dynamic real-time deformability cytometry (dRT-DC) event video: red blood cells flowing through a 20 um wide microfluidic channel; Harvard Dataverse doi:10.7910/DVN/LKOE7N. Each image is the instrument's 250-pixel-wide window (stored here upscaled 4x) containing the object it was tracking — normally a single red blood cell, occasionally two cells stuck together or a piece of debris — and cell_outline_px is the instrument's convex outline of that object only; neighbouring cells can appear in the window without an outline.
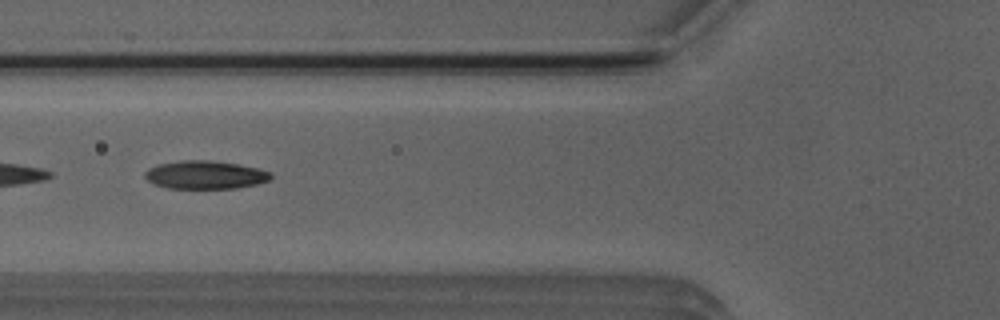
{"species": "Egyptian fruit bat (a non-hibernating species)", "species_latin": "Rousettus aegyptiacus", "temperature_condition": "room temperature", "stored_images_in_passage": 5, "camera_frame_rate_fps": 3000, "um_per_image_px": 0.085, "animal": {"sex": "male"}, "frame": {"image": 1, "passage_image": 5, "time_ms": 4.667, "image_size_px": [1000, 320], "cell_outline_px": [[272, 176], [268, 180], [256, 184], [236, 188], [168, 188], [156, 184], [148, 180], [144, 176], [144, 172], [148, 168], [160, 164], [180, 160], [208, 160], [240, 164], [272, 172]], "centroid_in_image_um": [17.44, 14.85], "position_along_channel_um": 108.4, "area_um2": 20.58}}